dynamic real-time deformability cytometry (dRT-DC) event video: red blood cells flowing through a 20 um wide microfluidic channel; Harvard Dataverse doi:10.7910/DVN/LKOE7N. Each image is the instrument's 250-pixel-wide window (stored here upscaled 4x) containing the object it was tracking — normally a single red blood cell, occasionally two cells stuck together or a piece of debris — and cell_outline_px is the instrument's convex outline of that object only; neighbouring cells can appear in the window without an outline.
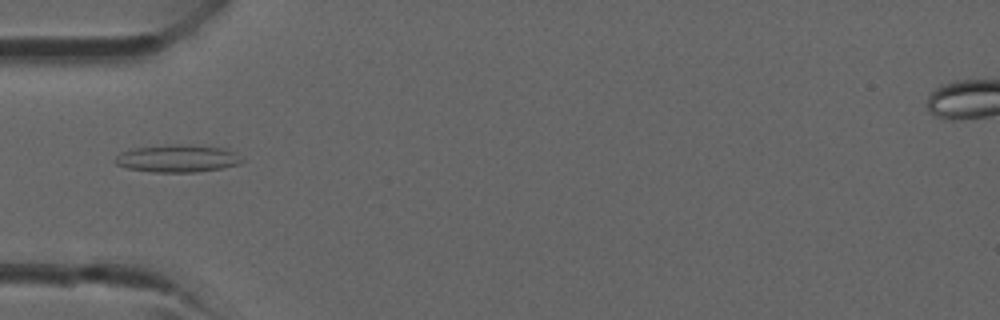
{"species": "common noctule bat (a hibernating species)", "species_latin": "Nyctalus noctula", "temperature_condition": "room temperature", "stored_images_in_passage": 39, "camera_frame_rate_fps": 3000, "um_per_image_px": 0.085, "animal": {"sex": "male", "forearm_length_mm": 52.5}, "frame": {"image": 1, "passage_image": 12, "time_ms": 3.667, "image_size_px": [1000, 320], "cell_outline_px": [[244, 160], [240, 164], [220, 168], [196, 172], [152, 172], [128, 168], [116, 164], [112, 160], [120, 152], [136, 148], [172, 144], [176, 144], [224, 148], [236, 152]], "centroid_in_image_um": [15.08, 13.47], "position_along_channel_um": 69.9, "area_um2": 20.23}}
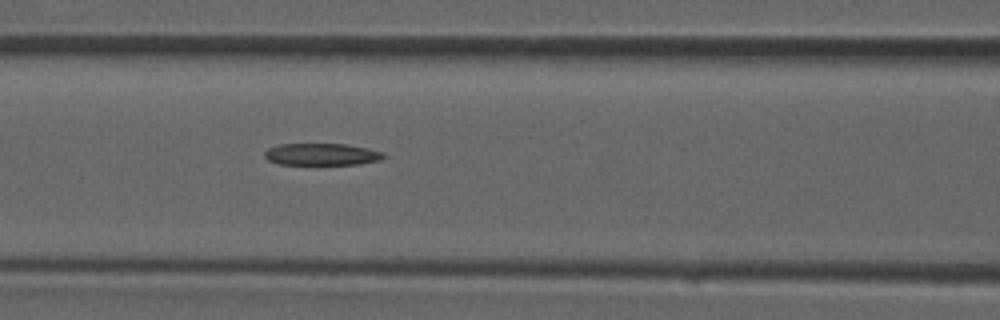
{"frame": {"image": 2, "passage_image": 16, "time_ms": 5.0, "image_size_px": [1000, 320], "cell_outline_px": [[384, 156], [380, 160], [360, 164], [280, 164], [268, 160], [264, 156], [264, 152], [268, 148], [280, 144], [344, 144], [368, 148], [384, 152]], "centroid_in_image_um": [27.34, 13.11], "position_along_channel_um": 139.3, "area_um2": 15.14}}
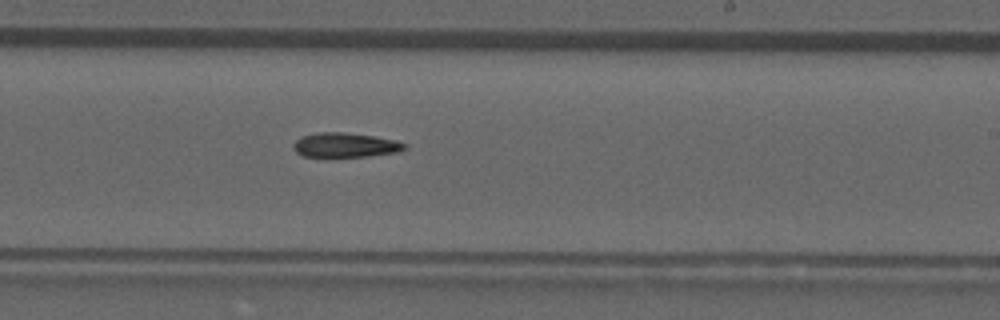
{"frame": {"image": 3, "passage_image": 23, "time_ms": 7.333, "image_size_px": [1000, 320], "cell_outline_px": [[408, 148], [400, 152], [368, 156], [304, 156], [296, 152], [292, 148], [292, 144], [300, 136], [320, 132], [344, 132], [372, 136], [396, 140], [408, 144]], "centroid_in_image_um": [29.37, 12.32], "position_along_channel_um": 259.6, "area_um2": 15.95}}